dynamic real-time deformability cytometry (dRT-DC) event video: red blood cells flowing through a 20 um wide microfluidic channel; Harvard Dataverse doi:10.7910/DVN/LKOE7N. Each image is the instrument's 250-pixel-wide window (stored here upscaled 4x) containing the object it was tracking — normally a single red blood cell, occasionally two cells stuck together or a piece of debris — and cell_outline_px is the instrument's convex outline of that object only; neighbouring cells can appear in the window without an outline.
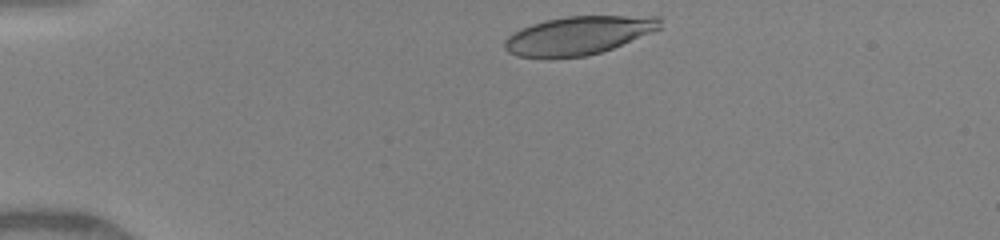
{"species": "human", "species_latin": "Homo sapiens", "temperature_condition": "warm", "stored_images_in_passage": 23, "camera_frame_rate_fps": 3000, "um_per_image_px": 0.085, "donor": {"sex": "female"}, "frame": {"image": 1, "passage_image": 2, "time_ms": 0.333, "image_size_px": [1000, 240], "cell_outline_px": [[664, 28], [612, 48], [600, 52], [584, 56], [516, 56], [508, 52], [504, 48], [504, 40], [508, 36], [520, 28], [544, 20], [568, 16], [660, 16]], "centroid_in_image_um": [49.22, 2.98], "position_along_channel_um": 35.8, "area_um2": 34.51}}
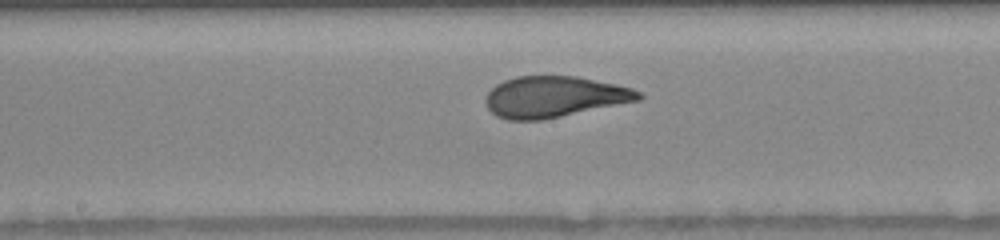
{"frame": {"image": 2, "passage_image": 17, "time_ms": 5.667, "image_size_px": [1000, 240], "cell_outline_px": [[644, 96], [640, 100], [540, 120], [508, 120], [496, 116], [488, 108], [484, 100], [488, 92], [496, 84], [504, 80], [516, 76], [576, 76], [616, 84], [632, 88], [640, 92]], "centroid_in_image_um": [47.09, 8.22], "position_along_channel_um": 201.1, "area_um2": 36.47}}
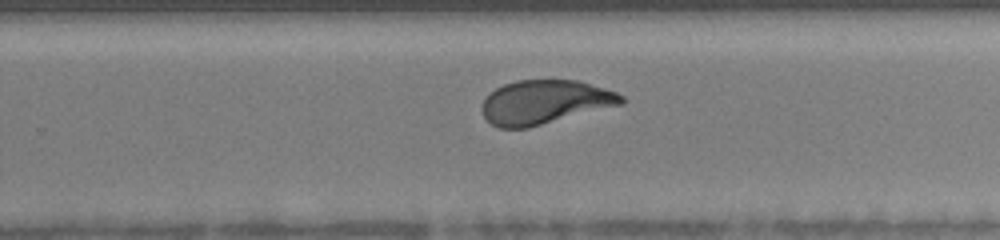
{"frame": {"image": 3, "passage_image": 22, "time_ms": 7.667, "image_size_px": [1000, 240], "cell_outline_px": [[624, 104], [528, 128], [500, 128], [492, 124], [484, 116], [480, 108], [484, 100], [496, 88], [504, 84], [516, 80], [576, 80], [604, 88], [616, 92], [624, 96]], "centroid_in_image_um": [46.32, 8.68], "position_along_channel_um": 283.5, "area_um2": 35.66}}